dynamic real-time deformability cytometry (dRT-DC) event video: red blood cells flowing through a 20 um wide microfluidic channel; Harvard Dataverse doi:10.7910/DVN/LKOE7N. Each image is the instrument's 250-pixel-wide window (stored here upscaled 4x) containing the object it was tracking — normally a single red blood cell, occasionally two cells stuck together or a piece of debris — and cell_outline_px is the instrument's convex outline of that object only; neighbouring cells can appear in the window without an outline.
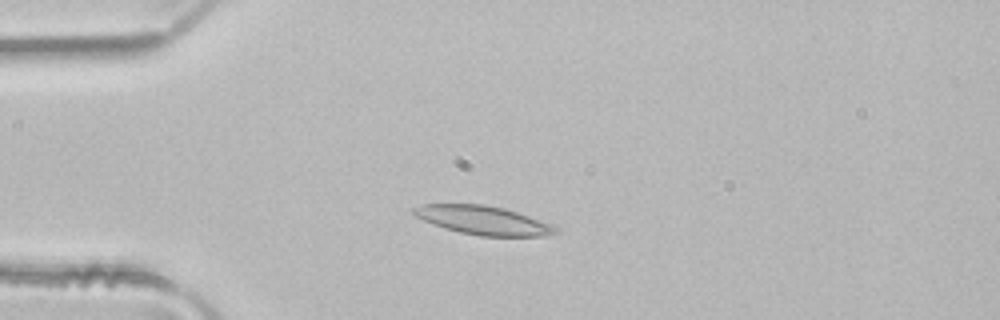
{"species": "common noctule bat (a hibernating species)", "species_latin": "Nyctalus noctula", "temperature_condition": "room temperature", "stored_images_in_passage": 4, "camera_frame_rate_fps": 3000, "um_per_image_px": 0.085, "animal": {"sex": "male", "body_mass_g": 21.5, "forearm_length_mm": 52.0}, "frame": {"image": 1, "passage_image": 3, "time_ms": 0.667, "image_size_px": [1000, 320], "cell_outline_px": [[556, 232], [544, 236], [480, 236], [460, 232], [444, 228], [432, 224], [416, 216], [412, 212], [412, 208], [424, 204], [484, 204], [504, 208], [528, 216], [548, 224], [556, 228]], "centroid_in_image_um": [41.0, 18.72], "position_along_channel_um": 44.0, "area_um2": 23.35}}
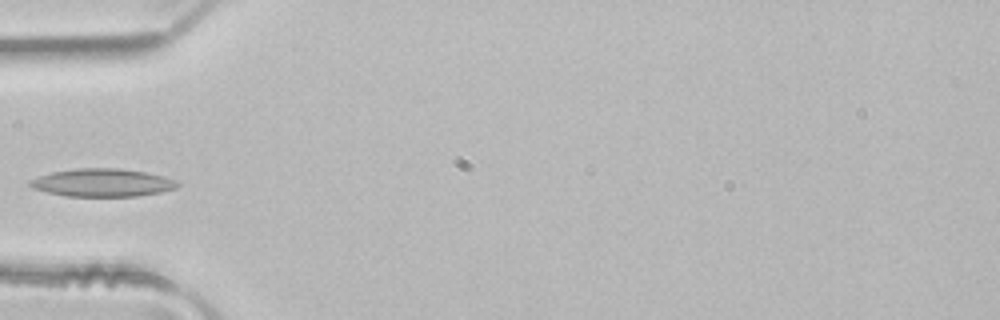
{"frame": {"image": 2, "passage_image": 4, "time_ms": 1.0, "image_size_px": [1000, 320], "cell_outline_px": [[180, 184], [176, 188], [164, 192], [136, 196], [68, 196], [48, 192], [32, 188], [28, 184], [28, 180], [52, 172], [76, 168], [120, 168], [144, 172], [164, 176], [176, 180]], "centroid_in_image_um": [8.73, 15.52], "position_along_channel_um": 76.3, "area_um2": 24.04}}